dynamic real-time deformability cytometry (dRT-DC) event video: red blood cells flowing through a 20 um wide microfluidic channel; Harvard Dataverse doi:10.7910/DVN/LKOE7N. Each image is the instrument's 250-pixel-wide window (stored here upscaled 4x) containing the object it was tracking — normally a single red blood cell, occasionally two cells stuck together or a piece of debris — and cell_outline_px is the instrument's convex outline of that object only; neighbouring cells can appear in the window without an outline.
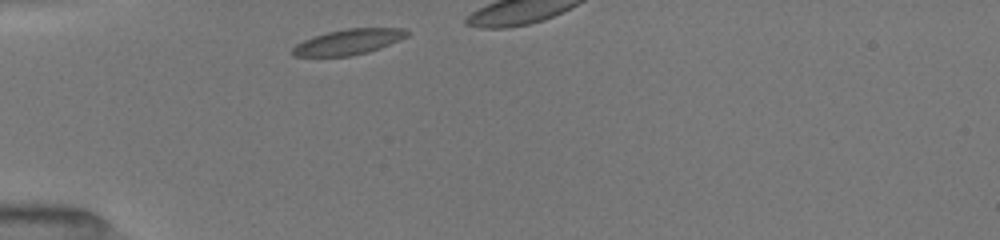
{"species": "common noctule bat (a hibernating species)", "species_latin": "Nyctalus noctula", "temperature_condition": "room temperature", "stored_images_in_passage": 8, "camera_frame_rate_fps": 3000, "um_per_image_px": 0.085, "animal": {"sex": "female", "body_mass_g": 19.5, "forearm_length_mm": 54.1}, "frame": {"image": 1, "passage_image": 1, "time_ms": 0.0, "image_size_px": [1000, 240], "cell_outline_px": [[408, 36], [400, 40], [380, 48], [368, 52], [352, 56], [292, 56], [292, 48], [296, 44], [312, 36], [344, 28], [408, 28]], "centroid_in_image_um": [29.63, 3.55], "position_along_channel_um": 55.4, "area_um2": 17.11}}
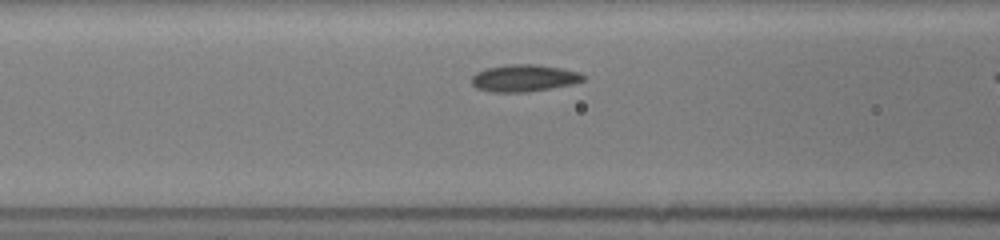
{"frame": {"image": 2, "passage_image": 7, "time_ms": 2.0, "image_size_px": [1000, 240], "cell_outline_px": [[584, 80], [572, 84], [552, 88], [528, 92], [492, 92], [476, 88], [472, 84], [472, 76], [476, 72], [484, 68], [508, 64], [536, 64], [560, 68], [580, 72], [584, 76]], "centroid_in_image_um": [44.52, 6.63], "position_along_channel_um": 122.1, "area_um2": 17.69}}